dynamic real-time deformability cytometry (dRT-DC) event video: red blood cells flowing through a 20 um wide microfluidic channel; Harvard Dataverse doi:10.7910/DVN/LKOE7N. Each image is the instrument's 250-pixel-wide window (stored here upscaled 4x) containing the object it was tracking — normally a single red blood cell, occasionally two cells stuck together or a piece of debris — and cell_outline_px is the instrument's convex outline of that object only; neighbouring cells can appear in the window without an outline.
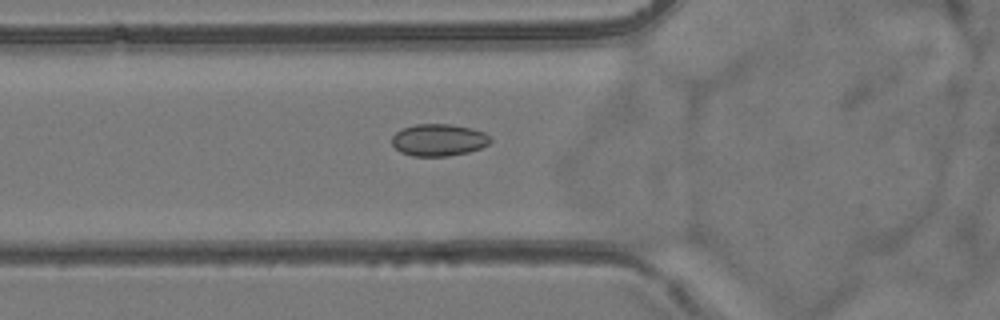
{"species": "common noctule bat (a hibernating species)", "species_latin": "Nyctalus noctula", "temperature_condition": "room temperature", "stored_images_in_passage": 54, "camera_frame_rate_fps": 3000, "um_per_image_px": 0.085, "animal": {"sex": "female", "body_mass_g": 24.6, "forearm_length_mm": 56.2}, "frame": {"image": 1, "passage_image": 20, "time_ms": 6.333, "image_size_px": [1000, 320], "cell_outline_px": [[492, 140], [488, 144], [480, 148], [468, 152], [448, 156], [412, 156], [400, 152], [392, 144], [392, 136], [396, 132], [404, 128], [416, 124], [452, 124], [472, 128], [484, 132], [492, 136]], "centroid_in_image_um": [37.31, 11.89], "position_along_channel_um": 88.5, "area_um2": 18.5}}
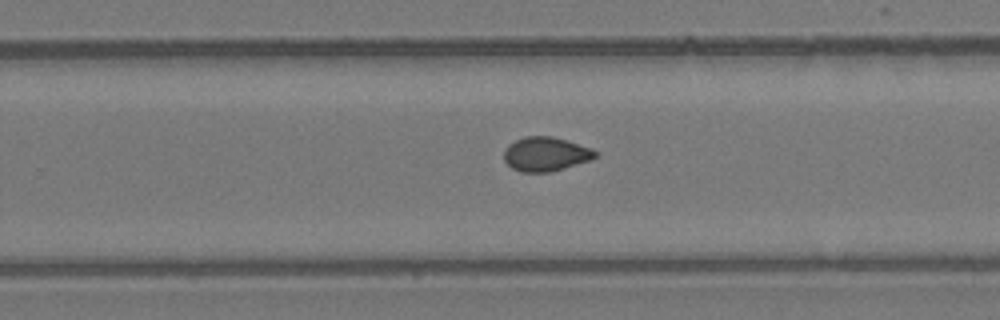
{"frame": {"image": 2, "passage_image": 35, "time_ms": 11.333, "image_size_px": [1000, 320], "cell_outline_px": [[596, 156], [588, 160], [564, 168], [548, 172], [520, 172], [512, 168], [504, 160], [504, 148], [508, 144], [524, 136], [552, 136], [568, 140], [592, 148], [596, 152]], "centroid_in_image_um": [46.34, 13.08], "position_along_channel_um": 283.5, "area_um2": 18.15}}
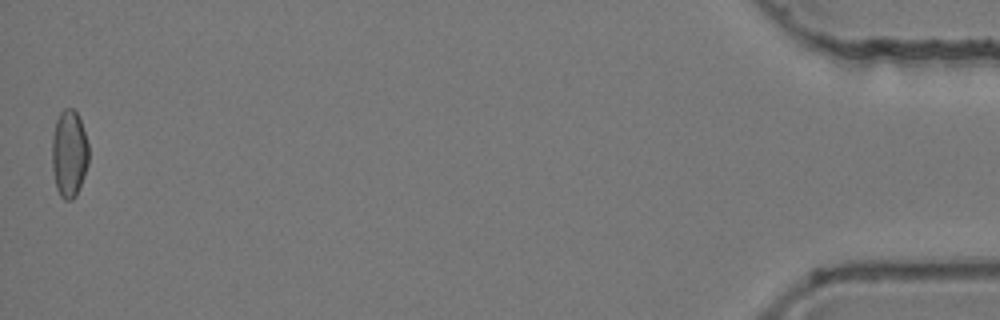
{"frame": {"image": 3, "passage_image": 54, "time_ms": 17.667, "image_size_px": [1000, 320], "cell_outline_px": [[88, 164], [84, 176], [76, 196], [72, 200], [64, 200], [60, 196], [56, 188], [52, 168], [52, 136], [56, 120], [60, 112], [64, 108], [72, 108], [76, 112], [80, 120], [88, 144]], "centroid_in_image_um": [5.86, 13.08], "position_along_channel_um": 429.3, "area_um2": 18.73}, "authors_computed_cell_mechanics": {"area_um2": 18.2648, "velocity_mm_per_s": 3.8943, "shape_relaxation_time_tau1_ms": null, "shape_relaxation_time_tau2_ms": 2.2288, "deformation_change_tau1": null, "deformation_change_tau2": 0.0541}}